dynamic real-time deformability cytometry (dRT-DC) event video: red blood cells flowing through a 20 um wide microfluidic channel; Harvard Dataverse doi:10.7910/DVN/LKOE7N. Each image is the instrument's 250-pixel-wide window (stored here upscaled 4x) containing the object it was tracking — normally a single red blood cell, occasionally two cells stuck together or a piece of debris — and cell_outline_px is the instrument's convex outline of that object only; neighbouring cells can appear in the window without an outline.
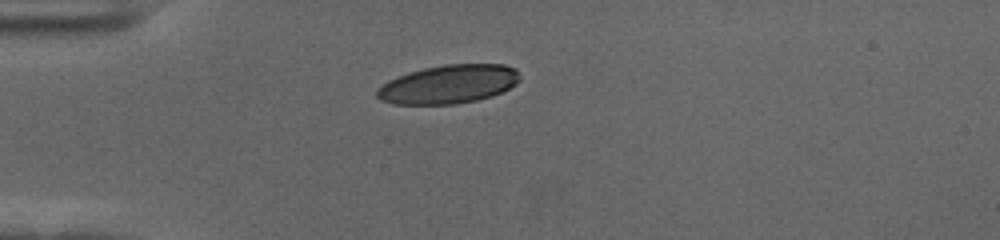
{"species": "human", "species_latin": "Homo sapiens", "temperature_condition": "cold", "stored_images_in_passage": 41, "camera_frame_rate_fps": 3000, "um_per_image_px": 0.085, "donor": {"sex": "female"}, "frame": {"image": 1, "passage_image": 1, "time_ms": 0.0, "image_size_px": [1000, 240], "cell_outline_px": [[520, 80], [516, 84], [492, 96], [476, 100], [456, 104], [392, 104], [380, 100], [376, 96], [376, 92], [388, 80], [408, 72], [424, 68], [444, 64], [504, 64], [516, 68], [520, 76]], "centroid_in_image_um": [38.14, 7.15], "position_along_channel_um": 46.9, "area_um2": 32.19}}
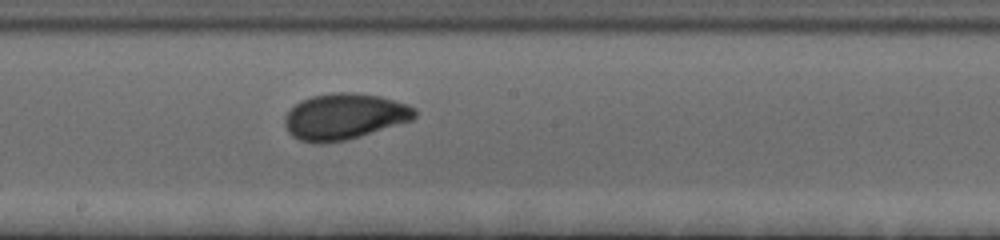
{"frame": {"image": 2, "passage_image": 17, "time_ms": 5.333, "image_size_px": [1000, 240], "cell_outline_px": [[416, 116], [412, 120], [360, 136], [344, 140], [324, 144], [316, 144], [300, 140], [292, 136], [288, 132], [284, 124], [284, 116], [300, 100], [312, 96], [332, 92], [352, 92], [380, 96], [408, 104], [416, 108]], "centroid_in_image_um": [29.25, 9.9], "position_along_channel_um": 218.9, "area_um2": 35.03}}
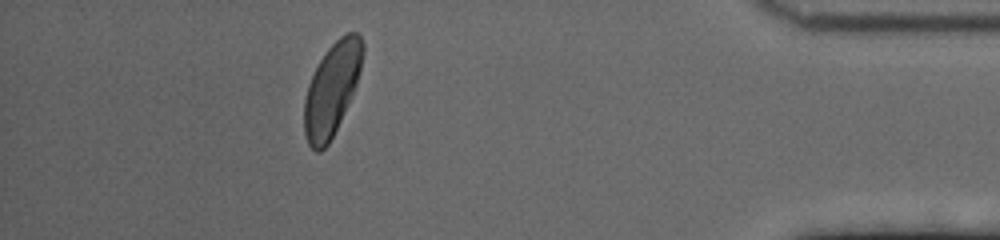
{"frame": {"image": 3, "passage_image": 36, "time_ms": 11.667, "image_size_px": [1000, 240], "cell_outline_px": [[364, 52], [356, 84], [340, 120], [328, 144], [320, 152], [316, 152], [308, 144], [304, 132], [304, 100], [308, 84], [320, 60], [328, 48], [340, 36], [348, 32], [356, 32], [360, 36], [364, 44]], "centroid_in_image_um": [28.19, 7.57], "position_along_channel_um": 407.0, "area_um2": 31.04}, "authors_computed_cell_mechanics": {"area_um2": 32.7726, "velocity_mm_per_s": 3.6521, "shape_relaxation_time_tau1_ms": 3.0832, "shape_relaxation_time_tau2_ms": 1.0799, "deformation_change_tau1": 0.1436, "deformation_change_tau2": 0.048}}